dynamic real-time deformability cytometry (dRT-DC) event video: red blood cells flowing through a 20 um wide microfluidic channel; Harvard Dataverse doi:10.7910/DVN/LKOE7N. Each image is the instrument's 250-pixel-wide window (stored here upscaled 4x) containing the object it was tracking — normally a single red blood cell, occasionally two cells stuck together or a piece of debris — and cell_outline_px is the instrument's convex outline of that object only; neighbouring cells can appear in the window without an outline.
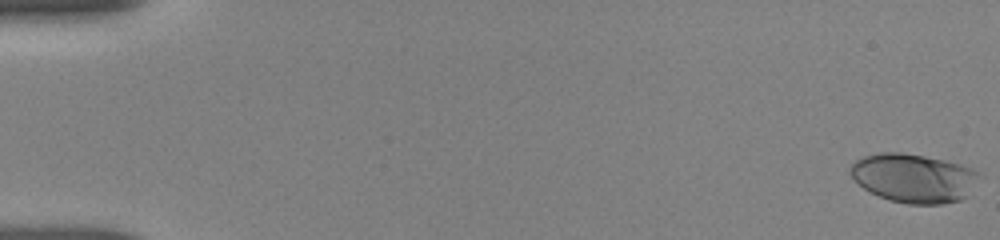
{"species": "human", "species_latin": "Homo sapiens", "temperature_condition": "room temperature", "stored_images_in_passage": 41, "camera_frame_rate_fps": 3000, "um_per_image_px": 0.085, "donor": {"sex": "female"}, "frame": {"image": 1, "passage_image": 1, "time_ms": 0.0, "image_size_px": [1000, 240], "cell_outline_px": [[984, 176], [968, 196], [960, 200], [944, 204], [908, 204], [888, 200], [864, 188], [852, 180], [848, 172], [848, 168], [856, 160], [864, 156], [880, 152], [900, 152], [924, 156], [944, 160], [960, 164], [984, 172]], "centroid_in_image_um": [77.72, 15.14], "position_along_channel_um": 7.3, "area_um2": 37.45}}
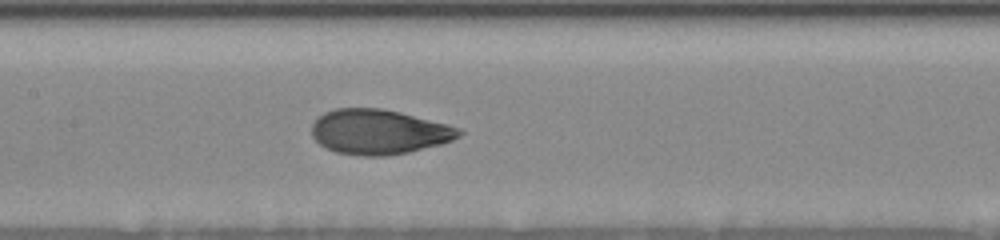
{"frame": {"image": 2, "passage_image": 22, "time_ms": 8.667, "image_size_px": [1000, 240], "cell_outline_px": [[464, 132], [460, 136], [452, 140], [440, 144], [408, 152], [388, 156], [360, 156], [336, 152], [320, 144], [312, 136], [312, 124], [324, 112], [336, 108], [380, 108], [400, 112], [448, 124], [460, 128]], "centroid_in_image_um": [32.21, 11.21], "position_along_channel_um": 175.2, "area_um2": 38.49}}
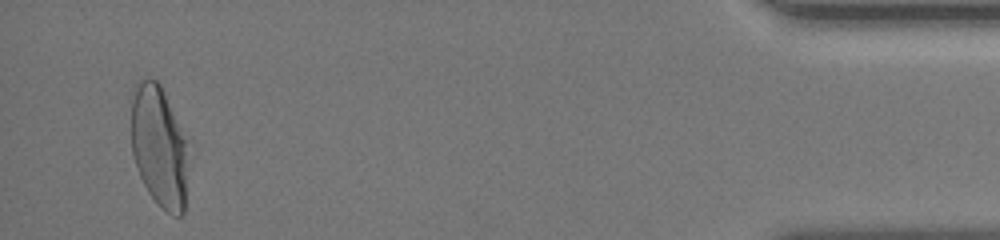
{"frame": {"image": 3, "passage_image": 40, "time_ms": 17.0, "image_size_px": [1000, 240], "cell_outline_px": [[184, 212], [180, 216], [172, 216], [160, 208], [148, 192], [140, 176], [132, 152], [132, 100], [136, 80], [144, 76], [148, 76], [156, 80], [160, 84], [164, 92], [184, 140]], "centroid_in_image_um": [13.44, 12.43], "position_along_channel_um": 421.8, "area_um2": 39.02}, "authors_computed_cell_mechanics": {"area_um2": 38.2058, "velocity_mm_per_s": 3.8047, "shape_relaxation_time_tau1_ms": 4.2339, "shape_relaxation_time_tau2_ms": null, "deformation_change_tau1": 0.1691, "deformation_change_tau2": null}}